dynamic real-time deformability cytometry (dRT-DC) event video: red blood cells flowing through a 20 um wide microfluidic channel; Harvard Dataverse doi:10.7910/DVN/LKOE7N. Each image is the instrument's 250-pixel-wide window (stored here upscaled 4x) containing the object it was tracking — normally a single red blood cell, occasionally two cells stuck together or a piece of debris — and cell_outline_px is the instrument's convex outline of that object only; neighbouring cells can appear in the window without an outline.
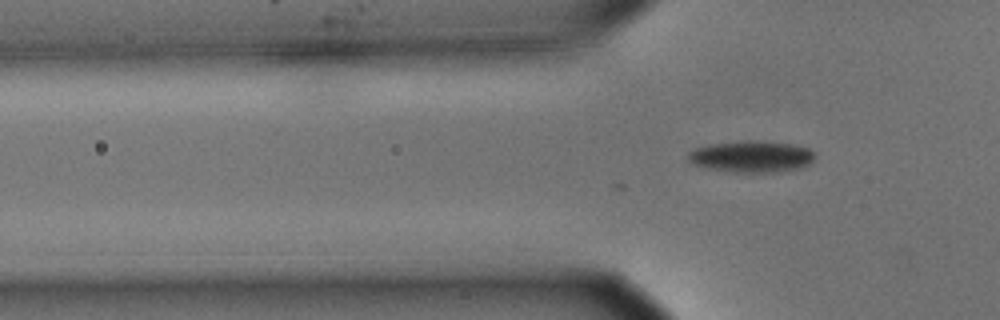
{"species": "common noctule bat (a hibernating species)", "species_latin": "Nyctalus noctula", "temperature_condition": "cold", "stored_images_in_passage": 2, "camera_frame_rate_fps": 3000, "um_per_image_px": 0.085, "animal": {"sex": "male", "body_mass_g": 15.6}, "frame": {"image": 1, "passage_image": 2, "time_ms": 0.333, "image_size_px": [1000, 320], "cell_outline_px": [[816, 156], [808, 164], [800, 168], [776, 172], [732, 172], [708, 168], [692, 164], [688, 160], [688, 152], [696, 148], [712, 144], [752, 140], [792, 144], [808, 148]], "centroid_in_image_um": [63.87, 13.31], "position_along_channel_um": 61.9, "area_um2": 23.06}}